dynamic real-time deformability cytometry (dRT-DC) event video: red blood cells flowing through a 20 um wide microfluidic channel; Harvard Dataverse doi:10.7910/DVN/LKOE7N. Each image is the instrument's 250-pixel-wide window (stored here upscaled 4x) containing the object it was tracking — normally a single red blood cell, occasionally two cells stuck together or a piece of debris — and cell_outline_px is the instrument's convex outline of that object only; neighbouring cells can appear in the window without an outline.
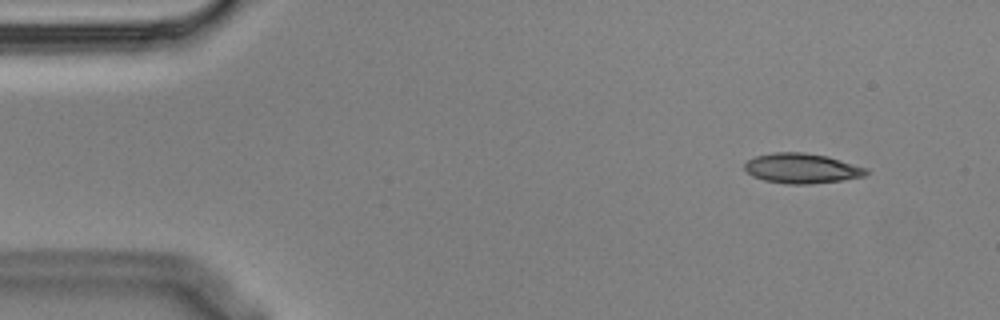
{"species": "Egyptian fruit bat (a non-hibernating species)", "species_latin": "Rousettus aegyptiacus", "temperature_condition": "cold", "stored_images_in_passage": 4, "camera_frame_rate_fps": 3000, "um_per_image_px": 0.085, "animal": {"sex": "male"}, "frame": {"image": 1, "passage_image": 1, "time_ms": 0.0, "image_size_px": [1000, 320], "cell_outline_px": [[868, 172], [864, 176], [840, 180], [808, 184], [788, 184], [764, 180], [752, 176], [744, 168], [744, 164], [748, 160], [756, 156], [772, 152], [804, 152], [828, 156], [868, 168]], "centroid_in_image_um": [68.15, 14.3], "position_along_channel_um": 16.9, "area_um2": 21.21}}
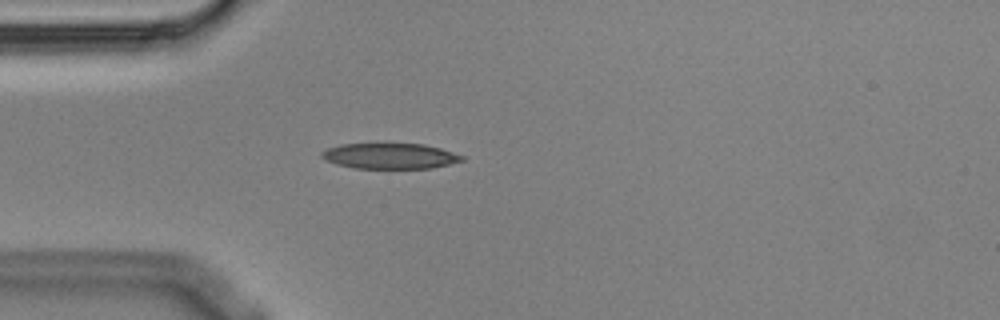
{"frame": {"image": 2, "passage_image": 4, "time_ms": 1.0, "image_size_px": [1000, 320], "cell_outline_px": [[464, 160], [432, 168], [356, 168], [336, 164], [324, 160], [320, 156], [320, 152], [328, 148], [340, 144], [424, 144], [440, 148], [464, 156]], "centroid_in_image_um": [33.11, 13.26], "position_along_channel_um": 51.9, "area_um2": 20.81}}